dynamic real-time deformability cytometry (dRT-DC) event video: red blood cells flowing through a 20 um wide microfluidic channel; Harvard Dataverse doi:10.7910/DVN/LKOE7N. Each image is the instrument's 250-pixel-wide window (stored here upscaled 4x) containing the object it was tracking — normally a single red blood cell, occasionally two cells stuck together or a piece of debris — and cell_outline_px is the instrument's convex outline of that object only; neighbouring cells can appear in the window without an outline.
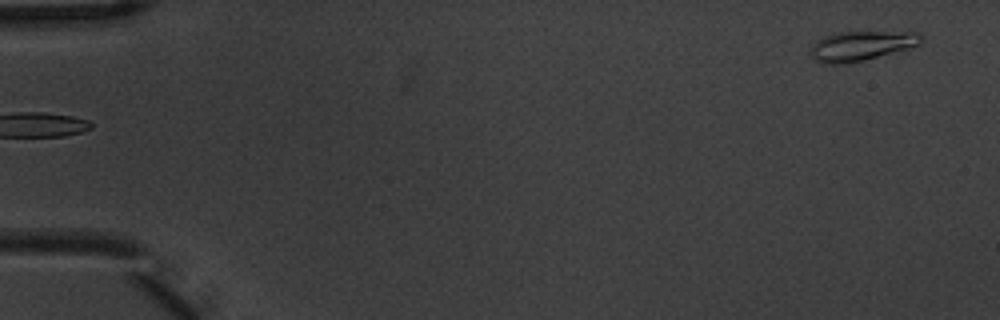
{"species": "common noctule bat (a hibernating species)", "species_latin": "Nyctalus noctula", "temperature_condition": "warm", "stored_images_in_passage": 6, "camera_frame_rate_fps": 3000, "um_per_image_px": 0.085, "animal": {"sex": "male", "body_mass_g": 20.1, "forearm_length_mm": 53.5}, "frame": {"image": 1, "passage_image": 6, "time_ms": 1.667, "image_size_px": [1000, 320], "cell_outline_px": [[924, 40], [920, 44], [908, 48], [864, 60], [844, 64], [824, 64], [812, 60], [808, 52], [812, 44], [816, 40], [824, 36], [836, 32], [916, 32], [924, 36]], "centroid_in_image_um": [73.14, 3.9], "position_along_channel_um": 11.9, "area_um2": 19.36}}